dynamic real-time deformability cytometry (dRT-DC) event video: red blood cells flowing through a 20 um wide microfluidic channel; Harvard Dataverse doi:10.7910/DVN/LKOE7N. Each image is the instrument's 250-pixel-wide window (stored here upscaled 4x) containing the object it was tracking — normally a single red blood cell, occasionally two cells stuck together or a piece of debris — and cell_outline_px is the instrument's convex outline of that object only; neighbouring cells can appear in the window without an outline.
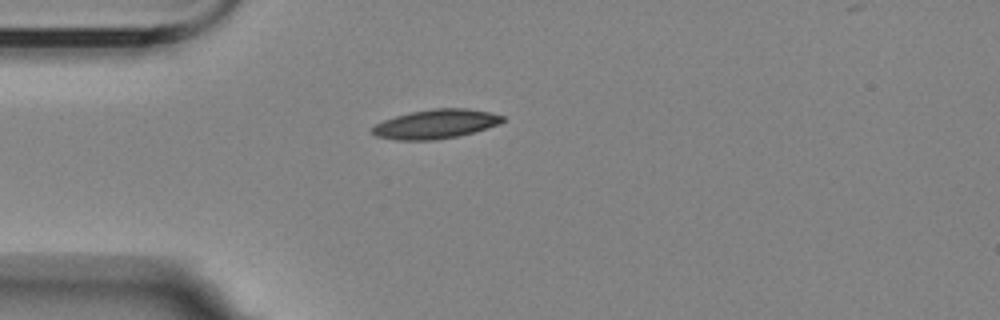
{"species": "Egyptian fruit bat (a non-hibernating species)", "species_latin": "Rousettus aegyptiacus", "temperature_condition": "room temperature", "stored_images_in_passage": 1, "camera_frame_rate_fps": 3000, "um_per_image_px": 0.085, "animal": {"sex": "female"}, "frame": {"image": 1, "passage_image": 1, "time_ms": 0.0, "image_size_px": [1000, 320], "cell_outline_px": [[504, 120], [500, 124], [472, 132], [456, 136], [432, 140], [396, 140], [376, 136], [372, 132], [372, 128], [376, 124], [384, 120], [408, 112], [432, 108], [468, 108], [488, 112], [504, 116]], "centroid_in_image_um": [37.03, 10.53], "position_along_channel_um": 48.0, "area_um2": 22.02}}